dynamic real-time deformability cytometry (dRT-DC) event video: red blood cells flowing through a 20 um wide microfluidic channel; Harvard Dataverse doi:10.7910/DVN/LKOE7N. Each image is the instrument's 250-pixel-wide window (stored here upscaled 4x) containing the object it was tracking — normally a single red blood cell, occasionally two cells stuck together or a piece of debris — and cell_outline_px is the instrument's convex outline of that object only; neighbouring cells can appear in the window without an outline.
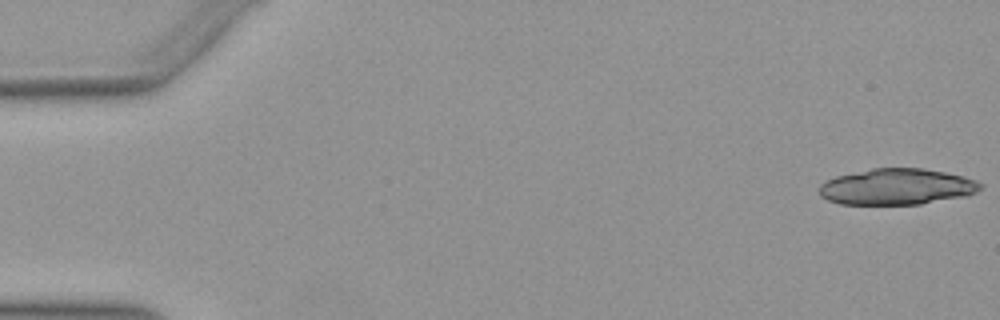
{"species": "Egyptian fruit bat (a non-hibernating species)", "species_latin": "Rousettus aegyptiacus", "temperature_condition": "warm", "stored_images_in_passage": 16, "camera_frame_rate_fps": 3000, "um_per_image_px": 0.085, "animal": {"sex": "female"}, "frame": {"image": 1, "passage_image": 1, "time_ms": 0.0, "image_size_px": [1000, 320], "cell_outline_px": [[984, 188], [968, 196], [920, 204], [840, 204], [828, 200], [820, 196], [820, 184], [836, 176], [872, 168], [924, 168], [944, 172], [976, 180], [984, 184]], "centroid_in_image_um": [76.27, 15.87], "position_along_channel_um": 8.7, "area_um2": 33.99}}